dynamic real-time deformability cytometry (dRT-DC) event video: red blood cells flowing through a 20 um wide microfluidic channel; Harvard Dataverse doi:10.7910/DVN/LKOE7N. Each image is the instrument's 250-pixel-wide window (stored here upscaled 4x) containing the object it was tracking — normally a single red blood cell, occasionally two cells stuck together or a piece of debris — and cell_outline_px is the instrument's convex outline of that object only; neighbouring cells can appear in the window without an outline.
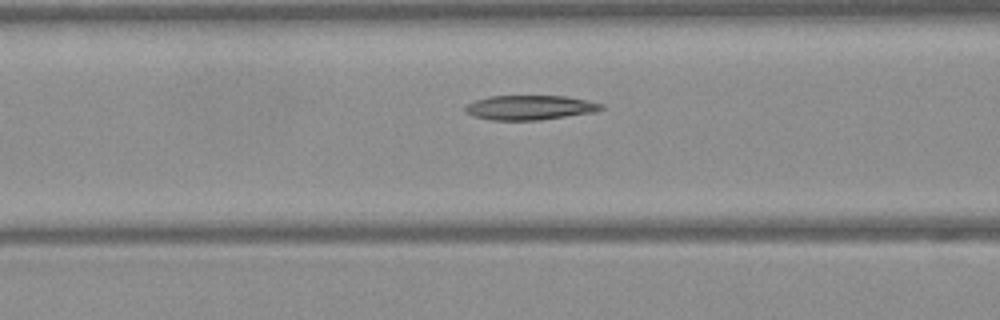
{"species": "Egyptian fruit bat (a non-hibernating species)", "species_latin": "Rousettus aegyptiacus", "temperature_condition": "warm", "stored_images_in_passage": 45, "camera_frame_rate_fps": 3000, "um_per_image_px": 0.085, "frame": {"image": 1, "passage_image": 15, "time_ms": 4.667, "image_size_px": [1000, 320], "cell_outline_px": [[604, 108], [596, 112], [540, 120], [488, 120], [472, 116], [464, 112], [464, 108], [468, 104], [476, 100], [488, 96], [564, 96], [604, 104]], "centroid_in_image_um": [45.01, 9.15], "position_along_channel_um": 121.6, "area_um2": 19.54}}
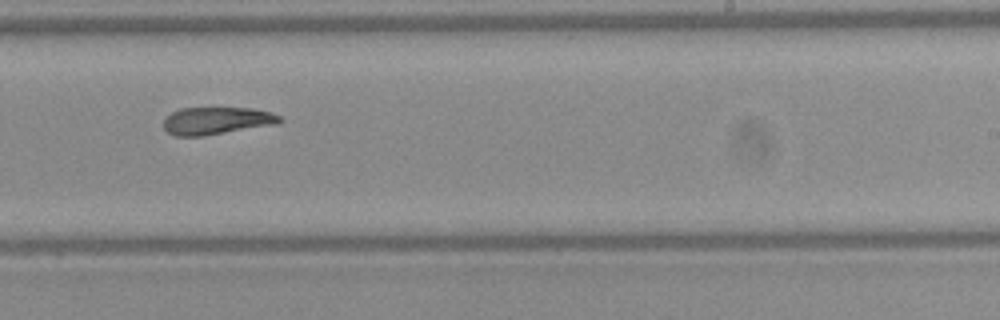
{"frame": {"image": 2, "passage_image": 26, "time_ms": 8.333, "image_size_px": [1000, 320], "cell_outline_px": [[284, 120], [276, 124], [204, 136], [176, 136], [168, 132], [164, 128], [164, 120], [172, 112], [180, 108], [252, 108], [272, 112], [280, 116]], "centroid_in_image_um": [18.44, 10.26], "position_along_channel_um": 270.6, "area_um2": 18.55}}
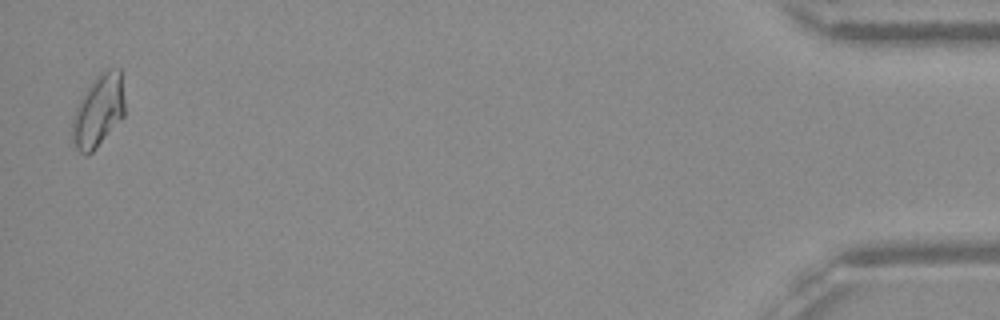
{"frame": {"image": 3, "passage_image": 44, "time_ms": 14.333, "image_size_px": [1000, 320], "cell_outline_px": [[124, 116], [96, 148], [88, 156], [80, 152], [76, 148], [72, 140], [72, 120], [76, 108], [80, 100], [88, 88], [104, 68], [120, 68], [124, 100]], "centroid_in_image_um": [8.37, 9.43], "position_along_channel_um": 426.8, "area_um2": 21.85}, "authors_computed_cell_mechanics": {"area_um2": 19.7098, "velocity_mm_per_s": 4.071, "shape_relaxation_time_tau1_ms": null, "shape_relaxation_time_tau2_ms": 4.6696, "deformation_change_tau1": null, "deformation_change_tau2": 0.123}}